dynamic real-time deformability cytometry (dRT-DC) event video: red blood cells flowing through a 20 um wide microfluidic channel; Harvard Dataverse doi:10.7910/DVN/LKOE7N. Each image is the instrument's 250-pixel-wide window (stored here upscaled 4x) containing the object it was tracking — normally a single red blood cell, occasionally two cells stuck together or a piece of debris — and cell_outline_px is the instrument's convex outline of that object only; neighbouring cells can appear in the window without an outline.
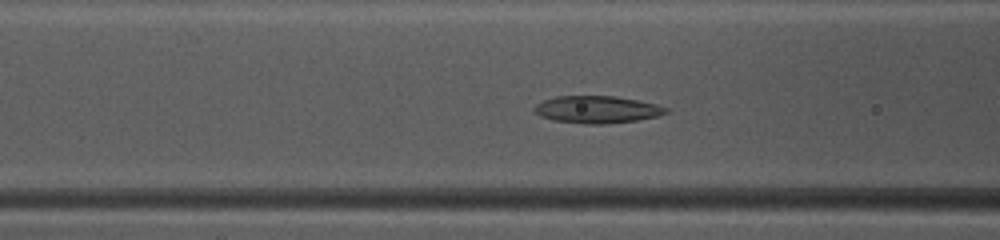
{"species": "common noctule bat (a hibernating species)", "species_latin": "Nyctalus noctula", "temperature_condition": "warm", "stored_images_in_passage": 38, "camera_frame_rate_fps": 3000, "um_per_image_px": 0.085, "animal": {"sex": "female", "body_mass_g": 10.0, "forearm_length_mm": 53.1}, "frame": {"image": 1, "passage_image": 8, "time_ms": 2.333, "image_size_px": [1000, 240], "cell_outline_px": [[668, 112], [656, 116], [636, 120], [604, 124], [584, 124], [552, 120], [540, 116], [532, 108], [536, 104], [544, 100], [556, 96], [616, 96], [656, 104], [668, 108]], "centroid_in_image_um": [50.71, 9.31], "position_along_channel_um": 115.9, "area_um2": 20.81}}
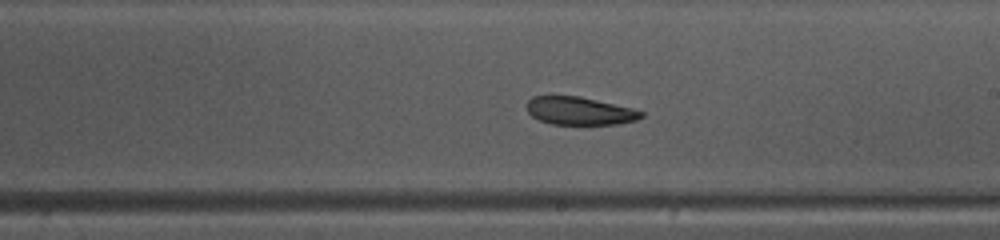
{"frame": {"image": 2, "passage_image": 17, "time_ms": 5.333, "image_size_px": [1000, 240], "cell_outline_px": [[644, 116], [636, 120], [616, 124], [552, 124], [540, 120], [532, 116], [528, 112], [528, 100], [532, 96], [580, 96], [632, 108], [644, 112]], "centroid_in_image_um": [49.28, 9.42], "position_along_channel_um": 239.7, "area_um2": 18.5}}
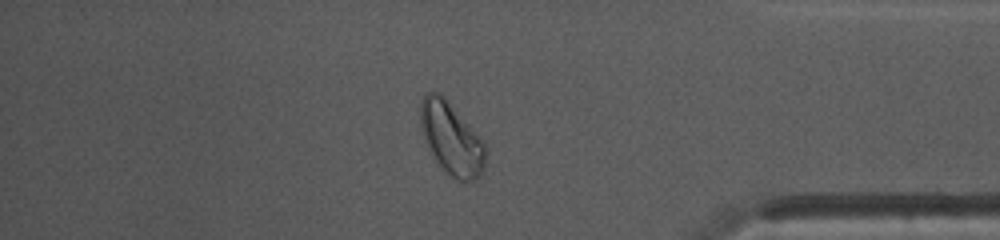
{"frame": {"image": 3, "passage_image": 30, "time_ms": 9.667, "image_size_px": [1000, 240], "cell_outline_px": [[484, 168], [480, 176], [476, 180], [460, 184], [436, 160], [428, 148], [420, 128], [420, 100], [428, 92], [436, 92], [444, 96], [484, 144]], "centroid_in_image_um": [38.33, 11.8], "position_along_channel_um": 396.9, "area_um2": 26.88}, "authors_computed_cell_mechanics": {"area_um2": 21.0681, "velocity_mm_per_s": 4.1266, "shape_relaxation_time_tau1_ms": null, "shape_relaxation_time_tau2_ms": 5.5606, "deformation_change_tau1": null, "deformation_change_tau2": 0.1465}}